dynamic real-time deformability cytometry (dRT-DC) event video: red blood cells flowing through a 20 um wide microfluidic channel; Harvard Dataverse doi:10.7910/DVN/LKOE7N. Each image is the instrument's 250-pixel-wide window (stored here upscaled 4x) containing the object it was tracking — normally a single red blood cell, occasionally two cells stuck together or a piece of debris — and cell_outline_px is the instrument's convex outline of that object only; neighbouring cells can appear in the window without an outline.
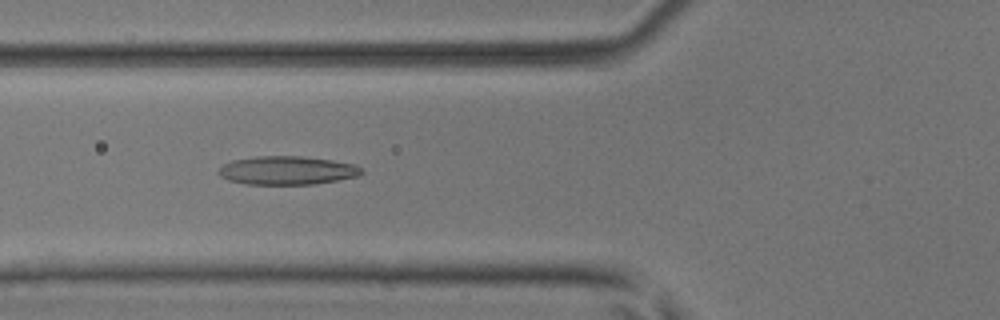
{"species": "common noctule bat (a hibernating species)", "species_latin": "Nyctalus noctula", "temperature_condition": "room temperature", "stored_images_in_passage": 3, "camera_frame_rate_fps": 3000, "um_per_image_px": 0.085, "animal": {"sex": "male", "body_mass_g": 17.9, "forearm_length_mm": 54.2}, "frame": {"image": 1, "passage_image": 2, "time_ms": 0.333, "image_size_px": [1000, 320], "cell_outline_px": [[364, 172], [360, 176], [312, 184], [248, 184], [228, 180], [220, 176], [216, 172], [224, 164], [232, 160], [256, 156], [300, 156], [332, 160], [356, 164]], "centroid_in_image_um": [24.4, 14.48], "position_along_channel_um": 101.4, "area_um2": 23.76}}
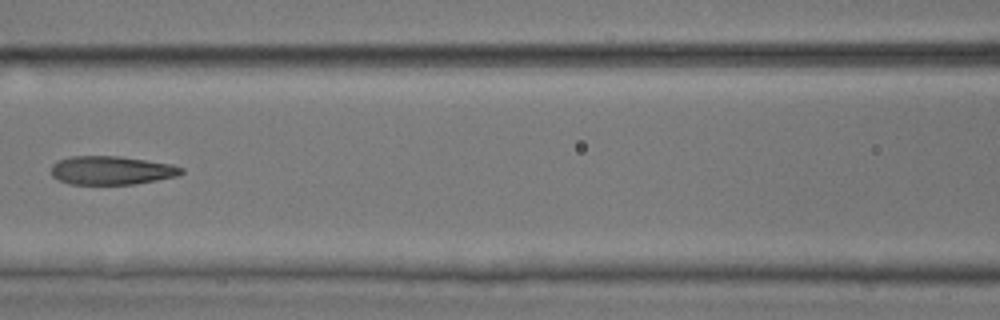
{"frame": {"image": 2, "passage_image": 3, "time_ms": 0.667, "image_size_px": [1000, 320], "cell_outline_px": [[184, 172], [176, 176], [156, 180], [132, 184], [68, 184], [52, 176], [52, 164], [56, 160], [72, 156], [120, 156], [172, 164], [184, 168]], "centroid_in_image_um": [9.46, 14.47], "position_along_channel_um": 157.1, "area_um2": 21.68}}